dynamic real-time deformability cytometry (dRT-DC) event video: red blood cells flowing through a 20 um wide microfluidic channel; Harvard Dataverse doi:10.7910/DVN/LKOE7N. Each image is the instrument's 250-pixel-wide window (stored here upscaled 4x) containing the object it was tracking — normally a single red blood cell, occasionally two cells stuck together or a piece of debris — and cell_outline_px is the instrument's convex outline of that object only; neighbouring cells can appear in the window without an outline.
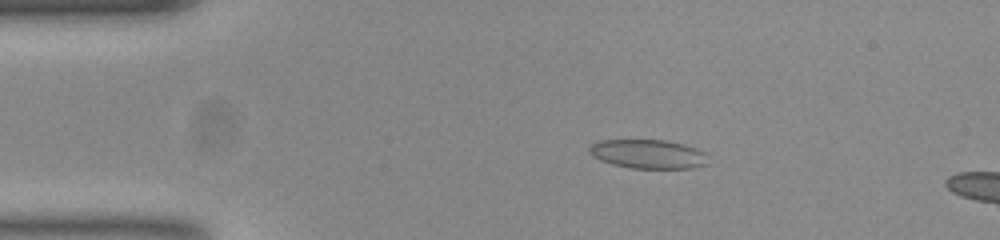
{"species": "common noctule bat (a hibernating species)", "species_latin": "Nyctalus noctula", "temperature_condition": "room temperature", "stored_images_in_passage": 53, "camera_frame_rate_fps": 3000, "um_per_image_px": 0.085, "animal": {"sex": "female", "body_mass_g": 23.0, "forearm_length_mm": 53.4}, "frame": {"image": 1, "passage_image": 9, "time_ms": 2.667, "image_size_px": [1000, 240], "cell_outline_px": [[708, 164], [692, 168], [632, 168], [612, 164], [600, 160], [592, 156], [588, 152], [588, 148], [592, 144], [600, 140], [668, 140], [684, 144], [696, 148], [704, 152]], "centroid_in_image_um": [55.07, 13.09], "position_along_channel_um": 29.9, "area_um2": 20.11}}
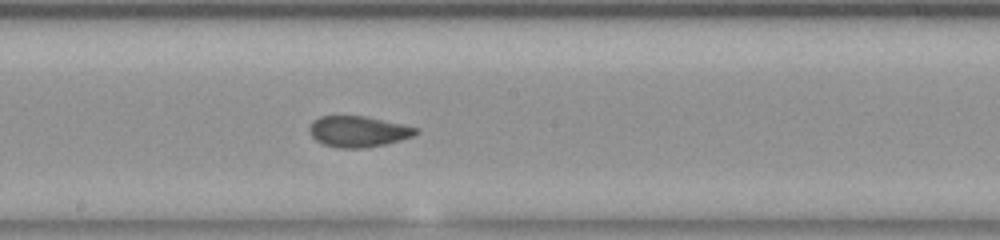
{"frame": {"image": 2, "passage_image": 28, "time_ms": 9.0, "image_size_px": [1000, 240], "cell_outline_px": [[420, 132], [412, 136], [400, 140], [384, 144], [364, 148], [340, 148], [324, 144], [316, 140], [312, 136], [308, 128], [312, 120], [320, 116], [364, 116], [420, 128]], "centroid_in_image_um": [30.44, 11.17], "position_along_channel_um": 217.8, "area_um2": 19.13}}
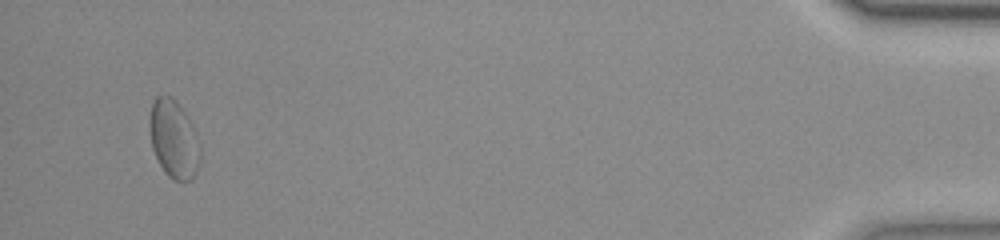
{"frame": {"image": 3, "passage_image": 51, "time_ms": 16.667, "image_size_px": [1000, 240], "cell_outline_px": [[200, 160], [196, 172], [192, 180], [172, 180], [168, 176], [160, 164], [152, 148], [148, 120], [152, 104], [156, 96], [172, 96], [176, 100], [184, 112], [196, 132], [200, 144]], "centroid_in_image_um": [14.77, 11.82], "position_along_channel_um": 420.4, "area_um2": 23.0}}